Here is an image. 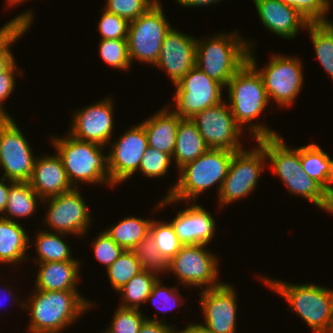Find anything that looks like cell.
I'll return each instance as SVG.
<instances>
[{"instance_id":"cell-49","label":"cell","mask_w":333,"mask_h":333,"mask_svg":"<svg viewBox=\"0 0 333 333\" xmlns=\"http://www.w3.org/2000/svg\"><path fill=\"white\" fill-rule=\"evenodd\" d=\"M8 182V184H6ZM14 181L7 180L4 177L0 178V216H3L4 210L7 205L9 187Z\"/></svg>"},{"instance_id":"cell-25","label":"cell","mask_w":333,"mask_h":333,"mask_svg":"<svg viewBox=\"0 0 333 333\" xmlns=\"http://www.w3.org/2000/svg\"><path fill=\"white\" fill-rule=\"evenodd\" d=\"M30 238L19 222L0 217V265L16 264L27 260Z\"/></svg>"},{"instance_id":"cell-47","label":"cell","mask_w":333,"mask_h":333,"mask_svg":"<svg viewBox=\"0 0 333 333\" xmlns=\"http://www.w3.org/2000/svg\"><path fill=\"white\" fill-rule=\"evenodd\" d=\"M173 330L174 326L158 320V316H156L151 319L146 317L138 333H173Z\"/></svg>"},{"instance_id":"cell-2","label":"cell","mask_w":333,"mask_h":333,"mask_svg":"<svg viewBox=\"0 0 333 333\" xmlns=\"http://www.w3.org/2000/svg\"><path fill=\"white\" fill-rule=\"evenodd\" d=\"M234 151L209 148L196 160L185 164L178 171L177 182L169 188L167 196L158 202V209L175 202H196L200 193L217 185L218 193L227 176ZM217 183V184H216Z\"/></svg>"},{"instance_id":"cell-22","label":"cell","mask_w":333,"mask_h":333,"mask_svg":"<svg viewBox=\"0 0 333 333\" xmlns=\"http://www.w3.org/2000/svg\"><path fill=\"white\" fill-rule=\"evenodd\" d=\"M180 117L169 107H164L141 122L148 146L173 156Z\"/></svg>"},{"instance_id":"cell-17","label":"cell","mask_w":333,"mask_h":333,"mask_svg":"<svg viewBox=\"0 0 333 333\" xmlns=\"http://www.w3.org/2000/svg\"><path fill=\"white\" fill-rule=\"evenodd\" d=\"M109 97L74 112L68 134L72 137L107 146L114 130V105Z\"/></svg>"},{"instance_id":"cell-39","label":"cell","mask_w":333,"mask_h":333,"mask_svg":"<svg viewBox=\"0 0 333 333\" xmlns=\"http://www.w3.org/2000/svg\"><path fill=\"white\" fill-rule=\"evenodd\" d=\"M294 8L308 23H327L330 0H279Z\"/></svg>"},{"instance_id":"cell-53","label":"cell","mask_w":333,"mask_h":333,"mask_svg":"<svg viewBox=\"0 0 333 333\" xmlns=\"http://www.w3.org/2000/svg\"><path fill=\"white\" fill-rule=\"evenodd\" d=\"M8 1V4H9V7H12V6H16V4H20L24 1H29V0H7Z\"/></svg>"},{"instance_id":"cell-26","label":"cell","mask_w":333,"mask_h":333,"mask_svg":"<svg viewBox=\"0 0 333 333\" xmlns=\"http://www.w3.org/2000/svg\"><path fill=\"white\" fill-rule=\"evenodd\" d=\"M208 149L209 147L201 136L196 123L191 118H181L172 156L178 169L196 160Z\"/></svg>"},{"instance_id":"cell-34","label":"cell","mask_w":333,"mask_h":333,"mask_svg":"<svg viewBox=\"0 0 333 333\" xmlns=\"http://www.w3.org/2000/svg\"><path fill=\"white\" fill-rule=\"evenodd\" d=\"M108 279L114 291H119L135 275L143 271L132 250H124L107 269Z\"/></svg>"},{"instance_id":"cell-35","label":"cell","mask_w":333,"mask_h":333,"mask_svg":"<svg viewBox=\"0 0 333 333\" xmlns=\"http://www.w3.org/2000/svg\"><path fill=\"white\" fill-rule=\"evenodd\" d=\"M132 251L139 261L142 270L157 275L158 273L164 274L168 272V262L158 251V247L150 234L143 238Z\"/></svg>"},{"instance_id":"cell-5","label":"cell","mask_w":333,"mask_h":333,"mask_svg":"<svg viewBox=\"0 0 333 333\" xmlns=\"http://www.w3.org/2000/svg\"><path fill=\"white\" fill-rule=\"evenodd\" d=\"M213 36L204 41L196 39V67L226 87L248 61L249 48L254 45L236 30L231 34L220 32Z\"/></svg>"},{"instance_id":"cell-12","label":"cell","mask_w":333,"mask_h":333,"mask_svg":"<svg viewBox=\"0 0 333 333\" xmlns=\"http://www.w3.org/2000/svg\"><path fill=\"white\" fill-rule=\"evenodd\" d=\"M78 189L73 188L40 202H48V212L43 223L54 232L83 236L92 224L89 209Z\"/></svg>"},{"instance_id":"cell-40","label":"cell","mask_w":333,"mask_h":333,"mask_svg":"<svg viewBox=\"0 0 333 333\" xmlns=\"http://www.w3.org/2000/svg\"><path fill=\"white\" fill-rule=\"evenodd\" d=\"M171 160H173L171 155L148 146L140 162L139 170L147 177H164L168 173Z\"/></svg>"},{"instance_id":"cell-42","label":"cell","mask_w":333,"mask_h":333,"mask_svg":"<svg viewBox=\"0 0 333 333\" xmlns=\"http://www.w3.org/2000/svg\"><path fill=\"white\" fill-rule=\"evenodd\" d=\"M92 244L95 259L106 266V269L124 252V249L118 246L105 231L101 232L94 241L92 240Z\"/></svg>"},{"instance_id":"cell-18","label":"cell","mask_w":333,"mask_h":333,"mask_svg":"<svg viewBox=\"0 0 333 333\" xmlns=\"http://www.w3.org/2000/svg\"><path fill=\"white\" fill-rule=\"evenodd\" d=\"M196 39L174 28L165 36L154 66L165 70L174 85L196 66Z\"/></svg>"},{"instance_id":"cell-14","label":"cell","mask_w":333,"mask_h":333,"mask_svg":"<svg viewBox=\"0 0 333 333\" xmlns=\"http://www.w3.org/2000/svg\"><path fill=\"white\" fill-rule=\"evenodd\" d=\"M114 141L108 155L110 183L113 187L126 182L139 170V165L148 148L144 126L140 123L123 132Z\"/></svg>"},{"instance_id":"cell-7","label":"cell","mask_w":333,"mask_h":333,"mask_svg":"<svg viewBox=\"0 0 333 333\" xmlns=\"http://www.w3.org/2000/svg\"><path fill=\"white\" fill-rule=\"evenodd\" d=\"M252 50L249 48L248 62L261 75L269 102L274 99L277 105L286 108L294 104L304 81L300 58L275 54L264 68L259 69Z\"/></svg>"},{"instance_id":"cell-1","label":"cell","mask_w":333,"mask_h":333,"mask_svg":"<svg viewBox=\"0 0 333 333\" xmlns=\"http://www.w3.org/2000/svg\"><path fill=\"white\" fill-rule=\"evenodd\" d=\"M34 290L28 301L19 304L30 314L29 333H60L92 308V302L77 290Z\"/></svg>"},{"instance_id":"cell-37","label":"cell","mask_w":333,"mask_h":333,"mask_svg":"<svg viewBox=\"0 0 333 333\" xmlns=\"http://www.w3.org/2000/svg\"><path fill=\"white\" fill-rule=\"evenodd\" d=\"M99 52L102 60L114 68L128 71L131 67L127 39H102Z\"/></svg>"},{"instance_id":"cell-6","label":"cell","mask_w":333,"mask_h":333,"mask_svg":"<svg viewBox=\"0 0 333 333\" xmlns=\"http://www.w3.org/2000/svg\"><path fill=\"white\" fill-rule=\"evenodd\" d=\"M66 136L51 139L72 187L78 188L79 182L113 186L104 146L76 139L68 133Z\"/></svg>"},{"instance_id":"cell-24","label":"cell","mask_w":333,"mask_h":333,"mask_svg":"<svg viewBox=\"0 0 333 333\" xmlns=\"http://www.w3.org/2000/svg\"><path fill=\"white\" fill-rule=\"evenodd\" d=\"M39 264V265H38ZM35 289L43 291L77 290L80 261H58L37 263Z\"/></svg>"},{"instance_id":"cell-20","label":"cell","mask_w":333,"mask_h":333,"mask_svg":"<svg viewBox=\"0 0 333 333\" xmlns=\"http://www.w3.org/2000/svg\"><path fill=\"white\" fill-rule=\"evenodd\" d=\"M258 16L269 32L293 39L309 24L294 8L279 0H253Z\"/></svg>"},{"instance_id":"cell-19","label":"cell","mask_w":333,"mask_h":333,"mask_svg":"<svg viewBox=\"0 0 333 333\" xmlns=\"http://www.w3.org/2000/svg\"><path fill=\"white\" fill-rule=\"evenodd\" d=\"M170 223L183 245L206 244L208 246L217 229L212 214L195 202H191V206L178 211Z\"/></svg>"},{"instance_id":"cell-29","label":"cell","mask_w":333,"mask_h":333,"mask_svg":"<svg viewBox=\"0 0 333 333\" xmlns=\"http://www.w3.org/2000/svg\"><path fill=\"white\" fill-rule=\"evenodd\" d=\"M35 243L37 257L35 263L58 262V261H79L72 257L71 249L63 237L69 236L63 233L52 231L37 232Z\"/></svg>"},{"instance_id":"cell-45","label":"cell","mask_w":333,"mask_h":333,"mask_svg":"<svg viewBox=\"0 0 333 333\" xmlns=\"http://www.w3.org/2000/svg\"><path fill=\"white\" fill-rule=\"evenodd\" d=\"M30 24L19 23L1 42H0V74L7 71L14 63L15 59L10 47L14 42L29 30Z\"/></svg>"},{"instance_id":"cell-15","label":"cell","mask_w":333,"mask_h":333,"mask_svg":"<svg viewBox=\"0 0 333 333\" xmlns=\"http://www.w3.org/2000/svg\"><path fill=\"white\" fill-rule=\"evenodd\" d=\"M200 304L205 324H197L206 333H236L237 293L233 285L200 290Z\"/></svg>"},{"instance_id":"cell-8","label":"cell","mask_w":333,"mask_h":333,"mask_svg":"<svg viewBox=\"0 0 333 333\" xmlns=\"http://www.w3.org/2000/svg\"><path fill=\"white\" fill-rule=\"evenodd\" d=\"M171 28L159 0L144 14L130 21L127 44L131 65L133 60H138L154 66L165 36Z\"/></svg>"},{"instance_id":"cell-46","label":"cell","mask_w":333,"mask_h":333,"mask_svg":"<svg viewBox=\"0 0 333 333\" xmlns=\"http://www.w3.org/2000/svg\"><path fill=\"white\" fill-rule=\"evenodd\" d=\"M16 66L17 65L15 62L7 71L0 74V117H11L8 112H6L3 105L5 100L9 98V96L11 95V93H13V90L15 89L14 87L16 82V73H20L18 75H21L23 72L22 70L20 71V69Z\"/></svg>"},{"instance_id":"cell-27","label":"cell","mask_w":333,"mask_h":333,"mask_svg":"<svg viewBox=\"0 0 333 333\" xmlns=\"http://www.w3.org/2000/svg\"><path fill=\"white\" fill-rule=\"evenodd\" d=\"M303 170L333 197V159L315 143L300 147Z\"/></svg>"},{"instance_id":"cell-33","label":"cell","mask_w":333,"mask_h":333,"mask_svg":"<svg viewBox=\"0 0 333 333\" xmlns=\"http://www.w3.org/2000/svg\"><path fill=\"white\" fill-rule=\"evenodd\" d=\"M307 30L318 61L333 80V27L329 22L309 23Z\"/></svg>"},{"instance_id":"cell-32","label":"cell","mask_w":333,"mask_h":333,"mask_svg":"<svg viewBox=\"0 0 333 333\" xmlns=\"http://www.w3.org/2000/svg\"><path fill=\"white\" fill-rule=\"evenodd\" d=\"M159 277L157 274L141 271L135 275L127 284H125L118 292L123 298L121 300L122 308L140 309L143 303H146L148 296L152 292L154 284Z\"/></svg>"},{"instance_id":"cell-13","label":"cell","mask_w":333,"mask_h":333,"mask_svg":"<svg viewBox=\"0 0 333 333\" xmlns=\"http://www.w3.org/2000/svg\"><path fill=\"white\" fill-rule=\"evenodd\" d=\"M191 119L209 148L234 152L244 149L240 142L243 130L237 125L229 104H225L224 100Z\"/></svg>"},{"instance_id":"cell-43","label":"cell","mask_w":333,"mask_h":333,"mask_svg":"<svg viewBox=\"0 0 333 333\" xmlns=\"http://www.w3.org/2000/svg\"><path fill=\"white\" fill-rule=\"evenodd\" d=\"M98 23V30L102 39H127L129 22L114 13L103 9Z\"/></svg>"},{"instance_id":"cell-3","label":"cell","mask_w":333,"mask_h":333,"mask_svg":"<svg viewBox=\"0 0 333 333\" xmlns=\"http://www.w3.org/2000/svg\"><path fill=\"white\" fill-rule=\"evenodd\" d=\"M228 104L237 125H248L255 140L278 136V133L262 124L252 121L269 106V99L263 79L258 71L247 61L228 82Z\"/></svg>"},{"instance_id":"cell-31","label":"cell","mask_w":333,"mask_h":333,"mask_svg":"<svg viewBox=\"0 0 333 333\" xmlns=\"http://www.w3.org/2000/svg\"><path fill=\"white\" fill-rule=\"evenodd\" d=\"M290 193L306 198L319 208L333 214V197L307 173L306 176L279 177Z\"/></svg>"},{"instance_id":"cell-30","label":"cell","mask_w":333,"mask_h":333,"mask_svg":"<svg viewBox=\"0 0 333 333\" xmlns=\"http://www.w3.org/2000/svg\"><path fill=\"white\" fill-rule=\"evenodd\" d=\"M152 219H142L135 216L125 217L116 225L105 231L124 250H132L150 231Z\"/></svg>"},{"instance_id":"cell-9","label":"cell","mask_w":333,"mask_h":333,"mask_svg":"<svg viewBox=\"0 0 333 333\" xmlns=\"http://www.w3.org/2000/svg\"><path fill=\"white\" fill-rule=\"evenodd\" d=\"M267 158L264 148L257 142V147L239 150L233 153L227 176L218 195L221 207L246 198L256 189L258 178L266 168Z\"/></svg>"},{"instance_id":"cell-38","label":"cell","mask_w":333,"mask_h":333,"mask_svg":"<svg viewBox=\"0 0 333 333\" xmlns=\"http://www.w3.org/2000/svg\"><path fill=\"white\" fill-rule=\"evenodd\" d=\"M145 320L140 309L118 307L112 323L103 333H138Z\"/></svg>"},{"instance_id":"cell-54","label":"cell","mask_w":333,"mask_h":333,"mask_svg":"<svg viewBox=\"0 0 333 333\" xmlns=\"http://www.w3.org/2000/svg\"><path fill=\"white\" fill-rule=\"evenodd\" d=\"M3 289H4L5 293H6V292H7V289H6V290H5V288H3ZM1 291H2V290H1ZM4 291H3V292H4ZM9 294H10V293L7 292V295H9ZM5 296H6V295H5Z\"/></svg>"},{"instance_id":"cell-23","label":"cell","mask_w":333,"mask_h":333,"mask_svg":"<svg viewBox=\"0 0 333 333\" xmlns=\"http://www.w3.org/2000/svg\"><path fill=\"white\" fill-rule=\"evenodd\" d=\"M263 148L267 160H270L273 173L278 177L306 176L300 160V147L291 149L281 136L256 140Z\"/></svg>"},{"instance_id":"cell-36","label":"cell","mask_w":333,"mask_h":333,"mask_svg":"<svg viewBox=\"0 0 333 333\" xmlns=\"http://www.w3.org/2000/svg\"><path fill=\"white\" fill-rule=\"evenodd\" d=\"M149 234L153 237L158 251L169 262L181 249L183 244L177 237L170 222L152 220Z\"/></svg>"},{"instance_id":"cell-11","label":"cell","mask_w":333,"mask_h":333,"mask_svg":"<svg viewBox=\"0 0 333 333\" xmlns=\"http://www.w3.org/2000/svg\"><path fill=\"white\" fill-rule=\"evenodd\" d=\"M172 109L180 118H193L206 108L223 101L224 86L193 67L175 86Z\"/></svg>"},{"instance_id":"cell-4","label":"cell","mask_w":333,"mask_h":333,"mask_svg":"<svg viewBox=\"0 0 333 333\" xmlns=\"http://www.w3.org/2000/svg\"><path fill=\"white\" fill-rule=\"evenodd\" d=\"M265 285L282 296L314 333H333V290L316 284H290L262 276Z\"/></svg>"},{"instance_id":"cell-44","label":"cell","mask_w":333,"mask_h":333,"mask_svg":"<svg viewBox=\"0 0 333 333\" xmlns=\"http://www.w3.org/2000/svg\"><path fill=\"white\" fill-rule=\"evenodd\" d=\"M178 286H172V287H167L162 285L161 283V279H158L157 282L154 284L153 288H152V292L151 294L148 296L146 302H151L153 303V305H156L157 303V309L158 310H165L166 312L168 310H173V308L177 309V307H181L180 305H182L183 301L179 298V291ZM160 300L161 303H159V301L157 302V300ZM181 300V301H180ZM170 303V304H169ZM161 306H159V305ZM177 304V305H175ZM175 306V307H174ZM164 311V312H165Z\"/></svg>"},{"instance_id":"cell-50","label":"cell","mask_w":333,"mask_h":333,"mask_svg":"<svg viewBox=\"0 0 333 333\" xmlns=\"http://www.w3.org/2000/svg\"><path fill=\"white\" fill-rule=\"evenodd\" d=\"M176 3L182 6L186 7H202V6H209L216 4L217 2H220L222 0H175Z\"/></svg>"},{"instance_id":"cell-21","label":"cell","mask_w":333,"mask_h":333,"mask_svg":"<svg viewBox=\"0 0 333 333\" xmlns=\"http://www.w3.org/2000/svg\"><path fill=\"white\" fill-rule=\"evenodd\" d=\"M29 183L43 200L73 189L57 153L36 157Z\"/></svg>"},{"instance_id":"cell-48","label":"cell","mask_w":333,"mask_h":333,"mask_svg":"<svg viewBox=\"0 0 333 333\" xmlns=\"http://www.w3.org/2000/svg\"><path fill=\"white\" fill-rule=\"evenodd\" d=\"M28 10L15 16L0 28V42L19 24H30L33 22V11Z\"/></svg>"},{"instance_id":"cell-52","label":"cell","mask_w":333,"mask_h":333,"mask_svg":"<svg viewBox=\"0 0 333 333\" xmlns=\"http://www.w3.org/2000/svg\"><path fill=\"white\" fill-rule=\"evenodd\" d=\"M13 120V117H0V139L2 130Z\"/></svg>"},{"instance_id":"cell-51","label":"cell","mask_w":333,"mask_h":333,"mask_svg":"<svg viewBox=\"0 0 333 333\" xmlns=\"http://www.w3.org/2000/svg\"><path fill=\"white\" fill-rule=\"evenodd\" d=\"M173 333H206L203 329H201L200 327H198L196 324L194 323H189L188 326L185 327V329L183 330H173Z\"/></svg>"},{"instance_id":"cell-10","label":"cell","mask_w":333,"mask_h":333,"mask_svg":"<svg viewBox=\"0 0 333 333\" xmlns=\"http://www.w3.org/2000/svg\"><path fill=\"white\" fill-rule=\"evenodd\" d=\"M205 247L206 244L183 245L168 262V271L177 276L179 285L197 286L203 290L223 284L217 280L219 259Z\"/></svg>"},{"instance_id":"cell-41","label":"cell","mask_w":333,"mask_h":333,"mask_svg":"<svg viewBox=\"0 0 333 333\" xmlns=\"http://www.w3.org/2000/svg\"><path fill=\"white\" fill-rule=\"evenodd\" d=\"M158 0H106V11L116 14L128 22L137 19Z\"/></svg>"},{"instance_id":"cell-16","label":"cell","mask_w":333,"mask_h":333,"mask_svg":"<svg viewBox=\"0 0 333 333\" xmlns=\"http://www.w3.org/2000/svg\"><path fill=\"white\" fill-rule=\"evenodd\" d=\"M13 119L1 132L0 168L3 177L14 182H29L35 156L31 146Z\"/></svg>"},{"instance_id":"cell-28","label":"cell","mask_w":333,"mask_h":333,"mask_svg":"<svg viewBox=\"0 0 333 333\" xmlns=\"http://www.w3.org/2000/svg\"><path fill=\"white\" fill-rule=\"evenodd\" d=\"M39 200L43 201L29 182H14L9 187L7 205L4 210V214L7 216L0 217L15 221V218L32 216L37 211Z\"/></svg>"}]
</instances>
